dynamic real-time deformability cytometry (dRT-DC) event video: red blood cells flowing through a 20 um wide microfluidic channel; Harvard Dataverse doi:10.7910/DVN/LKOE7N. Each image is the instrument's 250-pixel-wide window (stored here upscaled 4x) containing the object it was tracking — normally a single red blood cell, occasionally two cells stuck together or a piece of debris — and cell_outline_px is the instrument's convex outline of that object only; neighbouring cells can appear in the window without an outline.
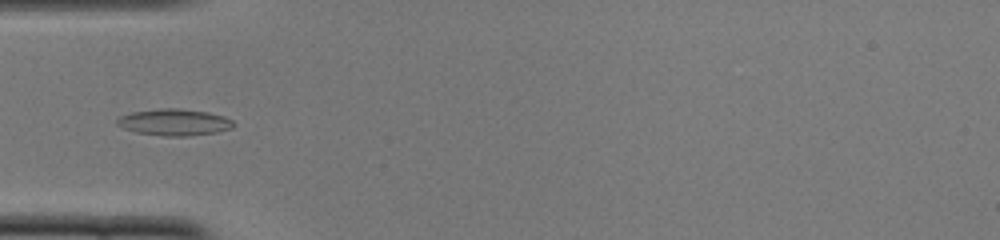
{"species": "common noctule bat (a hibernating species)", "species_latin": "Nyctalus noctula", "temperature_condition": "cold", "stored_images_in_passage": 52, "camera_frame_rate_fps": 3000, "um_per_image_px": 0.085, "animal": {"sex": "female", "body_mass_g": 22.0, "forearm_length_mm": 56.7}, "frame": {"image": 1, "passage_image": 17, "time_ms": 5.333, "image_size_px": [1000, 240], "cell_outline_px": [[236, 124], [232, 128], [216, 132], [188, 136], [164, 136], [136, 132], [124, 128], [116, 124], [116, 120], [120, 116], [132, 112], [160, 108], [180, 108], [208, 112], [224, 116], [232, 120]], "centroid_in_image_um": [14.83, 10.38], "position_along_channel_um": 70.2, "area_um2": 18.09}}
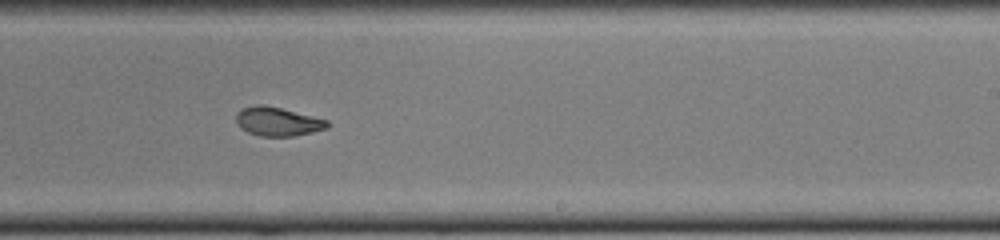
{"frame": {"image": 2, "passage_image": 32, "time_ms": 10.333, "image_size_px": [1000, 240], "cell_outline_px": [[328, 128], [312, 132], [292, 136], [260, 136], [248, 132], [240, 128], [236, 124], [236, 112], [244, 108], [256, 104], [264, 104], [328, 120]], "centroid_in_image_um": [23.56, 10.33], "position_along_channel_um": 265.4, "area_um2": 15.26}}
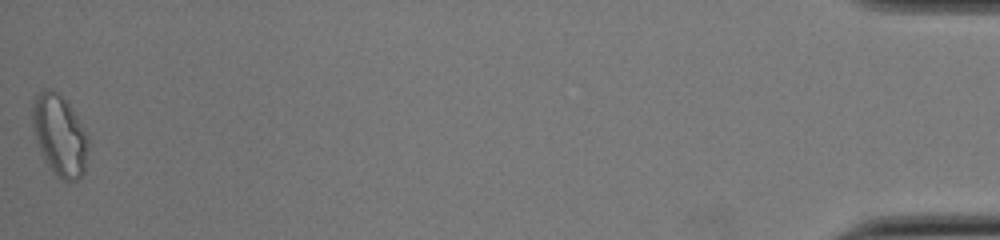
{"frame": {"image": 3, "passage_image": 52, "time_ms": 17.0, "image_size_px": [1000, 240], "cell_outline_px": [[88, 148], [84, 172], [76, 180], [64, 180], [56, 176], [44, 160], [36, 140], [32, 124], [32, 104], [36, 96], [44, 88], [52, 88], [68, 104], [76, 116], [88, 136]], "centroid_in_image_um": [5.05, 11.5], "position_along_channel_um": 430.1, "area_um2": 26.07}, "authors_computed_cell_mechanics": {"area_um2": 16.0395, "velocity_mm_per_s": 3.9046, "shape_relaxation_time_tau1_ms": null, "shape_relaxation_time_tau2_ms": 2.0607, "deformation_change_tau1": null, "deformation_change_tau2": 0.0754}}